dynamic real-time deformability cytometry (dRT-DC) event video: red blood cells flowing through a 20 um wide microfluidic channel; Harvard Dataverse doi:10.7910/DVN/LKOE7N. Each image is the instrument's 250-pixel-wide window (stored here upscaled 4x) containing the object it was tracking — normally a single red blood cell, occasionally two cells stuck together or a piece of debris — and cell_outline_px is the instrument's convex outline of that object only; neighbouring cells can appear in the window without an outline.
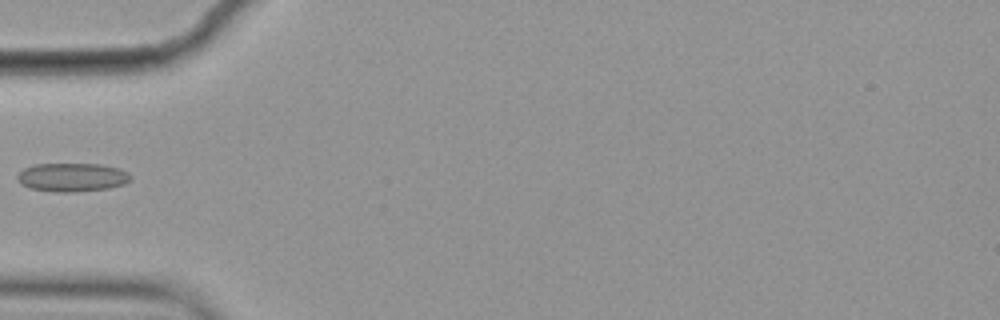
{"species": "common noctule bat (a hibernating species)", "species_latin": "Nyctalus noctula", "temperature_condition": "cold", "stored_images_in_passage": 5, "camera_frame_rate_fps": 3000, "um_per_image_px": 0.085, "animal": {"sex": "female", "body_mass_g": 19.9}, "frame": {"image": 1, "passage_image": 5, "time_ms": 1.333, "image_size_px": [1000, 320], "cell_outline_px": [[132, 180], [124, 184], [108, 188], [76, 192], [52, 192], [28, 188], [20, 184], [16, 176], [24, 168], [36, 164], [100, 164], [120, 168], [128, 172], [132, 176]], "centroid_in_image_um": [6.14, 15.07], "position_along_channel_um": 78.9, "area_um2": 19.13}}